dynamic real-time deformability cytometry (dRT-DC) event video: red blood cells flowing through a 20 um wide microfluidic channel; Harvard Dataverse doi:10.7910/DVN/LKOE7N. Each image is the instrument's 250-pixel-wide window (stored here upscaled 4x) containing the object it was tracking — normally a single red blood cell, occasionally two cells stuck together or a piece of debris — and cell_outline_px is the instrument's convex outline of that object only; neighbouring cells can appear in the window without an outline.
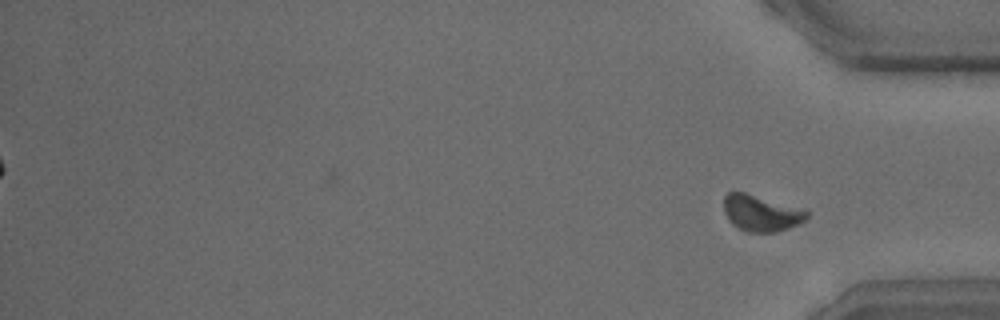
{"species": "common noctule bat (a hibernating species)", "species_latin": "Nyctalus noctula", "temperature_condition": "warm", "stored_images_in_passage": 38, "camera_frame_rate_fps": 3000, "um_per_image_px": 0.085, "animal": {"sex": "male", "body_mass_g": 15.6}, "frame": {"image": 1, "passage_image": 38, "time_ms": 12.333, "image_size_px": [1000, 320], "cell_outline_px": [[808, 216], [800, 224], [776, 232], [748, 232], [732, 224], [728, 220], [724, 212], [724, 196], [728, 192], [744, 192], [808, 212]], "centroid_in_image_um": [64.63, 18.14], "position_along_channel_um": 370.6, "area_um2": 16.99}}